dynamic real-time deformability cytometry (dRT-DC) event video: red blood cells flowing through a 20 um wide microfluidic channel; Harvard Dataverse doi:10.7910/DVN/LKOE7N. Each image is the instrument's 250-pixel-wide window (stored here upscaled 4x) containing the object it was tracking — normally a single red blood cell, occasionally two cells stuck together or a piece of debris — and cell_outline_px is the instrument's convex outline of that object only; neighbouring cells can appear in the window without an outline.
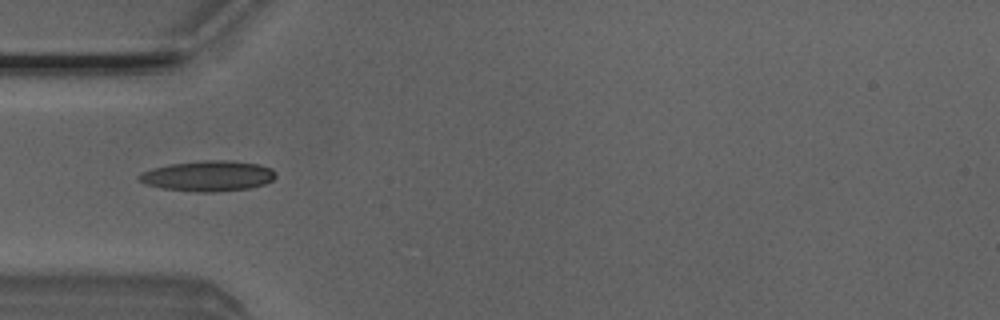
{"species": "Egyptian fruit bat (a non-hibernating species)", "species_latin": "Rousettus aegyptiacus", "temperature_condition": "room temperature", "stored_images_in_passage": 4, "camera_frame_rate_fps": 3000, "um_per_image_px": 0.085, "animal": {"sex": "male"}, "frame": {"image": 1, "passage_image": 4, "time_ms": 1.0, "image_size_px": [1000, 320], "cell_outline_px": [[276, 176], [272, 180], [264, 184], [248, 188], [212, 192], [196, 192], [160, 188], [144, 184], [136, 180], [136, 176], [140, 172], [152, 168], [172, 164], [204, 160], [232, 160], [260, 164], [272, 168], [276, 172]], "centroid_in_image_um": [17.65, 14.95], "position_along_channel_um": 67.4, "area_um2": 24.57}}